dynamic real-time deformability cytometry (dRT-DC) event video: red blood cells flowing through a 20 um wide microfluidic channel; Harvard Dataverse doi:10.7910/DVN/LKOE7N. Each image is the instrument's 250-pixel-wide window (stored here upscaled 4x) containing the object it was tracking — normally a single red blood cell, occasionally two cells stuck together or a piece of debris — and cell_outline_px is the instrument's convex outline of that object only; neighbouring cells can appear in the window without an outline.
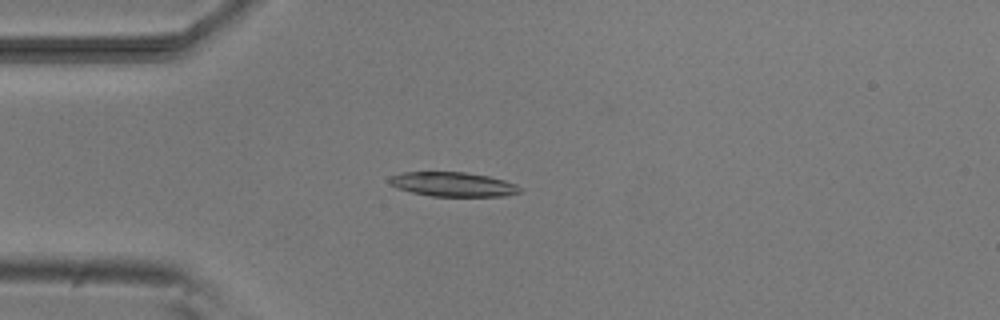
{"species": "common noctule bat (a hibernating species)", "species_latin": "Nyctalus noctula", "temperature_condition": "room temperature", "stored_images_in_passage": 5, "camera_frame_rate_fps": 3000, "um_per_image_px": 0.085, "animal": {"sex": "male", "body_mass_g": 20.5, "forearm_length_mm": 52.5}, "frame": {"image": 1, "passage_image": 4, "time_ms": 3.333, "image_size_px": [1000, 320], "cell_outline_px": [[520, 192], [504, 196], [432, 196], [412, 192], [388, 184], [388, 176], [404, 172], [464, 172], [488, 176], [504, 180], [516, 184], [520, 188]], "centroid_in_image_um": [38.47, 15.66], "position_along_channel_um": 46.5, "area_um2": 18.44}}